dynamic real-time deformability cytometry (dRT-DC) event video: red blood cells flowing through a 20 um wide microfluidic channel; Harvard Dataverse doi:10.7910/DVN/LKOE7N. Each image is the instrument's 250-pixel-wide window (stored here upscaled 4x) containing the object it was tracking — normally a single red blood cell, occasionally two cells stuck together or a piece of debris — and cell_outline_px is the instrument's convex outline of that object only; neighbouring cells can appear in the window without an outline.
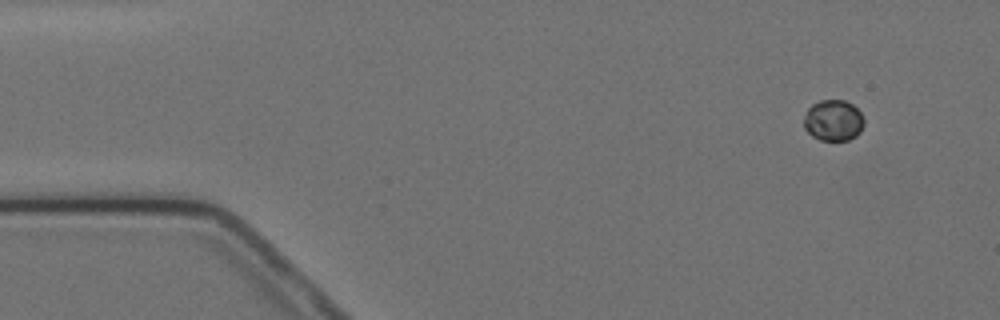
{"species": "Egyptian fruit bat (a non-hibernating species)", "species_latin": "Rousettus aegyptiacus", "temperature_condition": "cold", "stored_images_in_passage": 4, "camera_frame_rate_fps": 3000, "um_per_image_px": 0.085, "animal": {"sex": "female"}, "frame": {"image": 1, "passage_image": 1, "time_ms": 0.0, "image_size_px": [1000, 320], "cell_outline_px": [[864, 124], [860, 132], [856, 136], [848, 140], [820, 140], [812, 136], [804, 128], [804, 116], [808, 108], [812, 104], [820, 100], [844, 100], [852, 104], [860, 112], [864, 120]], "centroid_in_image_um": [70.83, 10.23], "position_along_channel_um": 14.2, "area_um2": 14.45}}
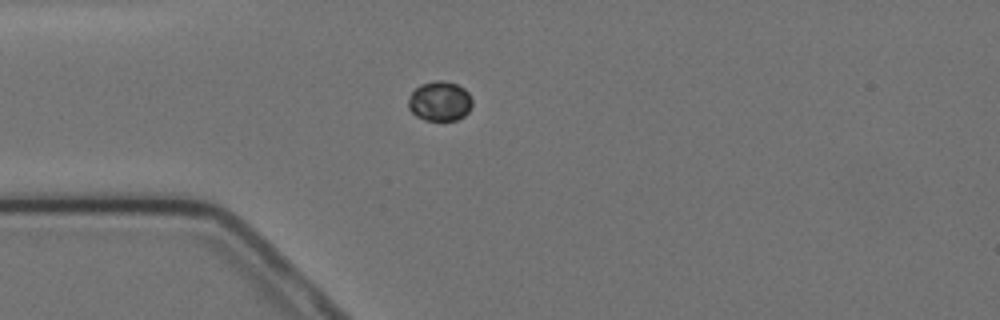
{"frame": {"image": 2, "passage_image": 4, "time_ms": 3.333, "image_size_px": [1000, 320], "cell_outline_px": [[472, 108], [464, 116], [456, 120], [424, 120], [416, 116], [408, 108], [408, 96], [420, 84], [436, 80], [444, 80], [456, 84], [464, 88], [468, 92], [472, 100]], "centroid_in_image_um": [37.38, 8.6], "position_along_channel_um": 47.6, "area_um2": 14.97}}